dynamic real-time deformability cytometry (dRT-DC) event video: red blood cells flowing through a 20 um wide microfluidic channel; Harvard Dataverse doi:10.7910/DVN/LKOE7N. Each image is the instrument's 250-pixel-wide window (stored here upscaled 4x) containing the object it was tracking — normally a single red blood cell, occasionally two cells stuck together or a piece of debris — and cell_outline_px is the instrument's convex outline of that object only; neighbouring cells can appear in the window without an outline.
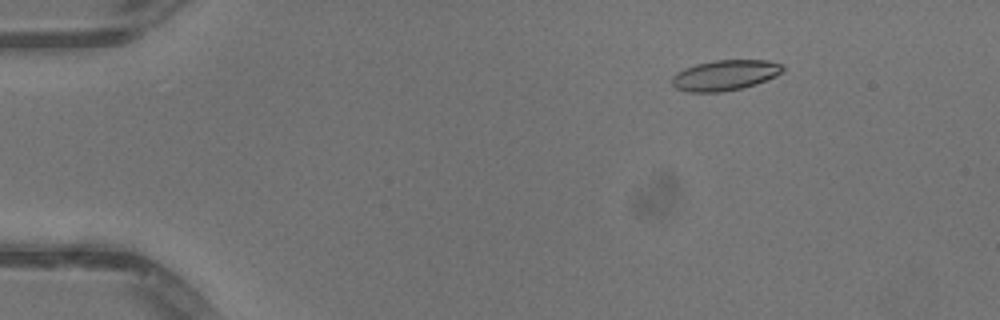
{"species": "common noctule bat (a hibernating species)", "species_latin": "Nyctalus noctula", "temperature_condition": "warm", "stored_images_in_passage": 39, "camera_frame_rate_fps": 3000, "um_per_image_px": 0.085, "animal": {"sex": "male", "body_mass_g": 13.3}, "frame": {"image": 1, "passage_image": 8, "time_ms": 2.333, "image_size_px": [1000, 320], "cell_outline_px": [[784, 68], [776, 76], [756, 84], [744, 88], [720, 92], [688, 92], [676, 88], [672, 84], [672, 76], [676, 72], [684, 68], [696, 64], [716, 60], [768, 60], [784, 64]], "centroid_in_image_um": [61.62, 6.39], "position_along_channel_um": 23.4, "area_um2": 19.77}}
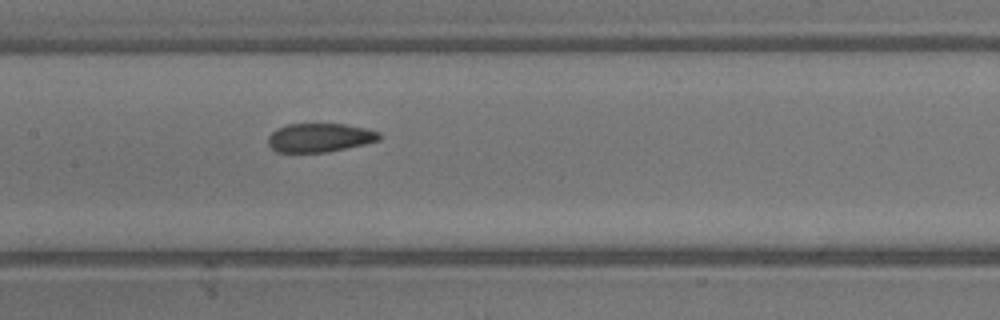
{"frame": {"image": 2, "passage_image": 26, "time_ms": 8.333, "image_size_px": [1000, 320], "cell_outline_px": [[380, 140], [364, 144], [324, 152], [276, 152], [268, 144], [268, 136], [276, 128], [288, 124], [344, 124], [368, 128], [380, 132]], "centroid_in_image_um": [27.17, 11.69], "position_along_channel_um": 180.2, "area_um2": 18.61}}
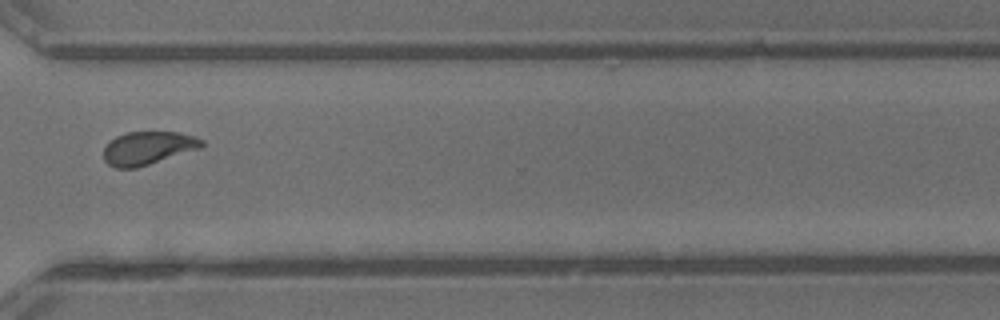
{"frame": {"image": 3, "passage_image": 39, "time_ms": 12.667, "image_size_px": [1000, 320], "cell_outline_px": [[204, 144], [200, 148], [136, 168], [116, 168], [108, 164], [104, 160], [104, 148], [108, 140], [116, 136], [128, 132], [180, 132], [196, 136], [204, 140]], "centroid_in_image_um": [12.56, 12.57], "position_along_channel_um": 358.0, "area_um2": 19.02}}